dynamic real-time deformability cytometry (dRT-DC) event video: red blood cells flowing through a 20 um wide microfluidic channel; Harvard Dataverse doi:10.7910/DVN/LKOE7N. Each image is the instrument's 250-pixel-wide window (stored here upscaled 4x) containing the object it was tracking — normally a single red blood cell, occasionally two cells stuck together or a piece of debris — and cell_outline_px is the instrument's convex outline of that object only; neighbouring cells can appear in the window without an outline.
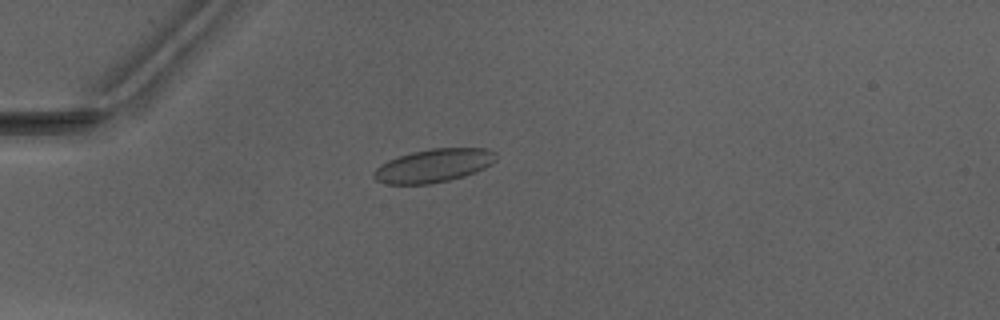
{"species": "Egyptian fruit bat (a non-hibernating species)", "species_latin": "Rousettus aegyptiacus", "temperature_condition": "warm", "stored_images_in_passage": 5, "camera_frame_rate_fps": 3000, "um_per_image_px": 0.085, "animal": {"sex": "male"}, "frame": {"image": 1, "passage_image": 5, "time_ms": 5.0, "image_size_px": [1000, 320], "cell_outline_px": [[496, 160], [492, 164], [476, 172], [464, 176], [448, 180], [428, 184], [384, 184], [376, 180], [372, 176], [372, 172], [376, 168], [388, 160], [412, 152], [432, 148], [488, 148], [496, 152]], "centroid_in_image_um": [36.87, 14.08], "position_along_channel_um": 48.1, "area_um2": 23.81}}